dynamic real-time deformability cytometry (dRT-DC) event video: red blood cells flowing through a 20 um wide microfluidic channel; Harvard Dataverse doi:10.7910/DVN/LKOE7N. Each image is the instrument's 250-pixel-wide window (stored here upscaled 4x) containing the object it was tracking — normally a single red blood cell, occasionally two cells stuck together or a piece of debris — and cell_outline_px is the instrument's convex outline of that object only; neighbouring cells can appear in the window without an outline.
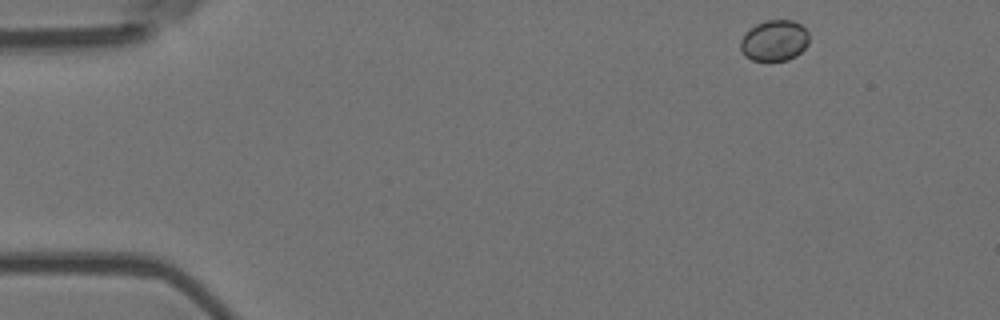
{"species": "Egyptian fruit bat (a non-hibernating species)", "species_latin": "Rousettus aegyptiacus", "temperature_condition": "room temperature", "stored_images_in_passage": 5, "camera_frame_rate_fps": 3000, "um_per_image_px": 0.085, "animal": {"sex": "female"}, "frame": {"image": 1, "passage_image": 1, "time_ms": 0.0, "image_size_px": [1000, 320], "cell_outline_px": [[808, 44], [796, 56], [788, 60], [752, 60], [744, 56], [740, 48], [740, 40], [756, 24], [764, 20], [792, 20], [800, 24], [808, 32]], "centroid_in_image_um": [65.82, 3.45], "position_along_channel_um": 19.2, "area_um2": 16.24}}
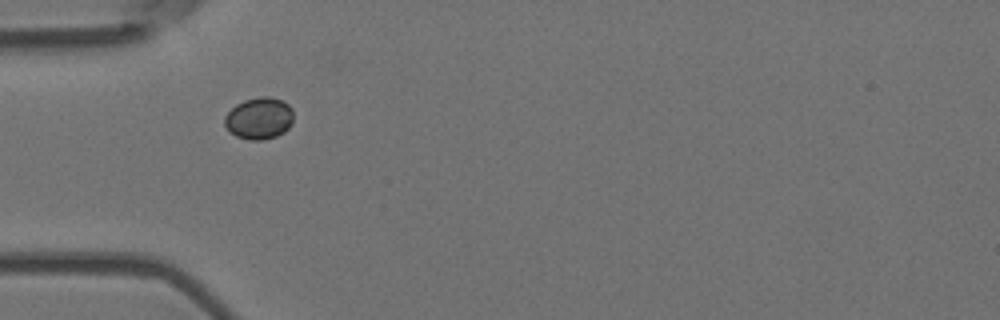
{"frame": {"image": 2, "passage_image": 4, "time_ms": 1.0, "image_size_px": [1000, 320], "cell_outline_px": [[292, 124], [284, 132], [276, 136], [260, 140], [248, 140], [236, 136], [224, 124], [224, 116], [236, 104], [244, 100], [260, 96], [268, 96], [284, 100], [292, 108]], "centroid_in_image_um": [22.04, 10.04], "position_along_channel_um": 63.0, "area_um2": 16.82}}
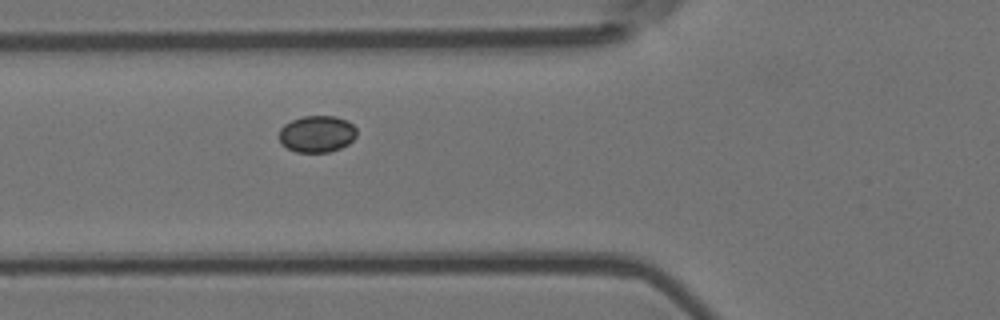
{"frame": {"image": 3, "passage_image": 5, "time_ms": 1.333, "image_size_px": [1000, 320], "cell_outline_px": [[356, 136], [348, 144], [340, 148], [328, 152], [296, 152], [280, 144], [280, 128], [284, 124], [292, 120], [304, 116], [336, 116], [348, 120], [356, 128]], "centroid_in_image_um": [26.94, 11.38], "position_along_channel_um": 98.9, "area_um2": 16.65}}